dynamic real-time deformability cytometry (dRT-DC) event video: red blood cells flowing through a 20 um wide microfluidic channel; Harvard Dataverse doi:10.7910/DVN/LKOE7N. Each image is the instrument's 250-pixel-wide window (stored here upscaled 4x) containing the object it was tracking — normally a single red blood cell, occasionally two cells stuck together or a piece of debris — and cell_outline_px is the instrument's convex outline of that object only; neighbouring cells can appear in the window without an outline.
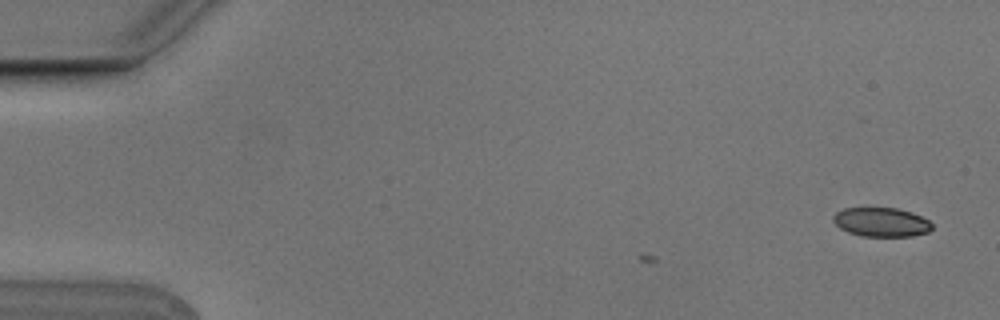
{"species": "Egyptian fruit bat (a non-hibernating species)", "species_latin": "Rousettus aegyptiacus", "temperature_condition": "cold", "stored_images_in_passage": 2, "camera_frame_rate_fps": 3000, "um_per_image_px": 0.085, "animal": {"sex": "male"}, "frame": {"image": 1, "passage_image": 2, "time_ms": 0.333, "image_size_px": [1000, 320], "cell_outline_px": [[932, 228], [928, 232], [912, 236], [860, 236], [848, 232], [840, 228], [832, 220], [832, 216], [836, 212], [844, 208], [896, 208], [912, 212], [928, 220], [932, 224]], "centroid_in_image_um": [74.89, 18.88], "position_along_channel_um": 10.1, "area_um2": 16.76}}